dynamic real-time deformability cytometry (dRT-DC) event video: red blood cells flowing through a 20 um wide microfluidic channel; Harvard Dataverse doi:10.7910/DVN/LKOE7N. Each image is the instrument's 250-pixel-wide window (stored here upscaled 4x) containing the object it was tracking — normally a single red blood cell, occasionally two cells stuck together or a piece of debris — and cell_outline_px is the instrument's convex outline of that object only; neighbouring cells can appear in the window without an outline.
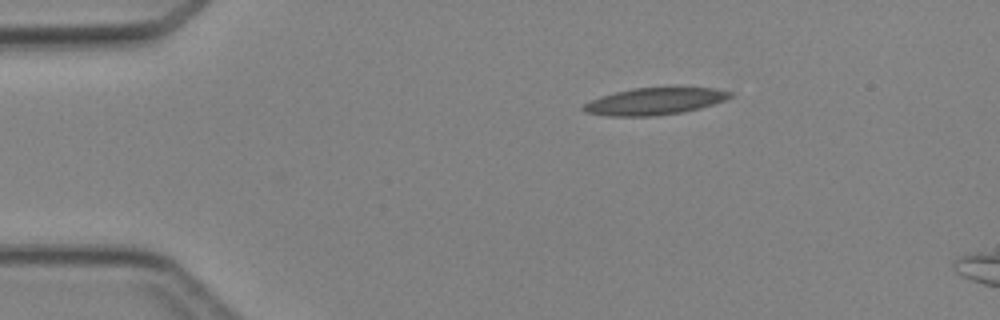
{"species": "Egyptian fruit bat (a non-hibernating species)", "species_latin": "Rousettus aegyptiacus", "temperature_condition": "cold", "stored_images_in_passage": 2, "camera_frame_rate_fps": 3000, "um_per_image_px": 0.085, "animal": {"sex": "female"}, "frame": {"image": 1, "passage_image": 1, "time_ms": 0.0, "image_size_px": [1000, 320], "cell_outline_px": [[732, 96], [724, 100], [700, 108], [684, 112], [656, 116], [608, 116], [584, 112], [580, 108], [584, 104], [600, 96], [632, 88], [716, 88], [732, 92]], "centroid_in_image_um": [55.62, 8.62], "position_along_channel_um": 29.4, "area_um2": 22.95}}